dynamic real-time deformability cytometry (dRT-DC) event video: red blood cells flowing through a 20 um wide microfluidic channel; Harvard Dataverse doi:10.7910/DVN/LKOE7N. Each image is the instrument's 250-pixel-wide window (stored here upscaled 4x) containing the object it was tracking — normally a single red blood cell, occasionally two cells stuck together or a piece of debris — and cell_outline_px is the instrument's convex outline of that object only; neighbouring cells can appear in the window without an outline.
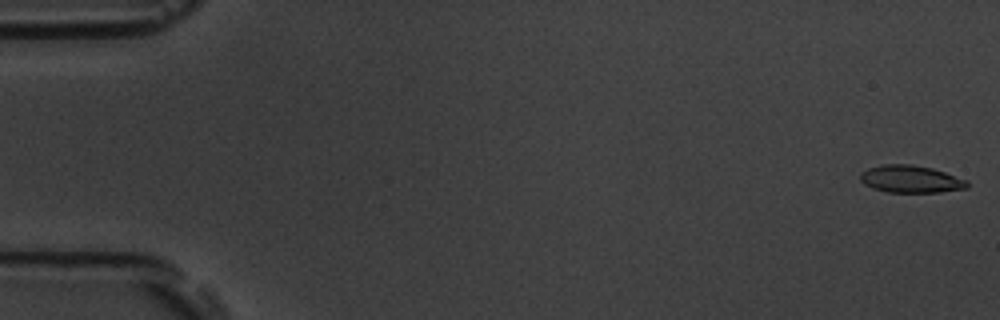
{"species": "common noctule bat (a hibernating species)", "species_latin": "Nyctalus noctula", "temperature_condition": "room temperature", "stored_images_in_passage": 56, "camera_frame_rate_fps": 3000, "um_per_image_px": 0.085, "animal": {"sex": "male", "body_mass_g": 19.5, "forearm_length_mm": 54.6}, "frame": {"image": 1, "passage_image": 1, "time_ms": 0.0, "image_size_px": [1000, 320], "cell_outline_px": [[968, 188], [940, 192], [888, 192], [872, 188], [864, 184], [860, 180], [860, 172], [868, 168], [884, 164], [912, 164], [932, 168], [968, 180]], "centroid_in_image_um": [77.4, 15.22], "position_along_channel_um": 7.6, "area_um2": 17.11}}
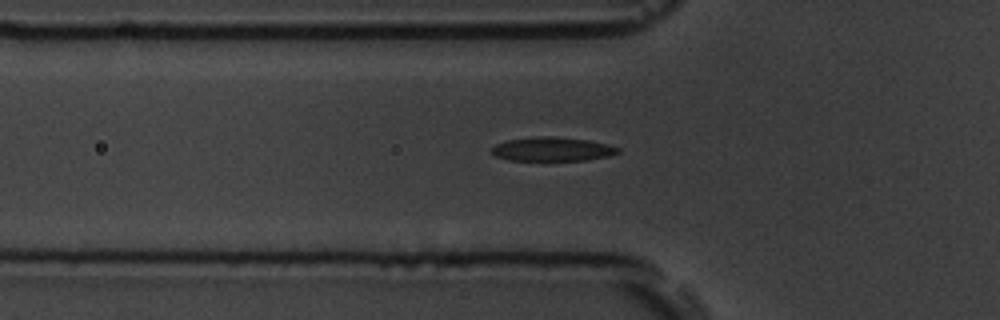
{"frame": {"image": 2, "passage_image": 19, "time_ms": 6.0, "image_size_px": [1000, 320], "cell_outline_px": [[620, 152], [612, 156], [588, 160], [508, 160], [496, 156], [492, 152], [492, 148], [496, 144], [508, 140], [540, 136], [552, 136], [588, 140], [608, 144], [620, 148]], "centroid_in_image_um": [47.01, 12.68], "position_along_channel_um": 78.8, "area_um2": 17.63}}
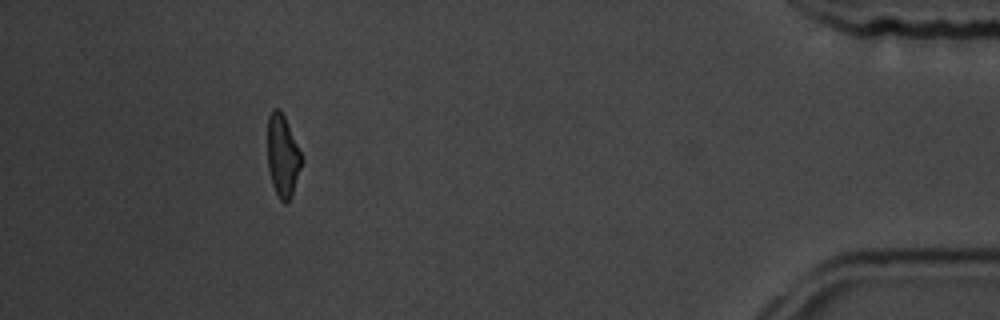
{"frame": {"image": 3, "passage_image": 51, "time_ms": 16.667, "image_size_px": [1000, 320], "cell_outline_px": [[300, 168], [292, 196], [288, 204], [284, 204], [280, 200], [272, 184], [268, 168], [268, 116], [272, 108], [280, 108], [284, 116], [300, 152]], "centroid_in_image_um": [24.0, 13.26], "position_along_channel_um": 411.2, "area_um2": 16.01}, "authors_computed_cell_mechanics": {"area_um2": 17.6001, "velocity_mm_per_s": 3.6673, "shape_relaxation_time_tau1_ms": 3.6467, "shape_relaxation_time_tau2_ms": 2.2875, "deformation_change_tau1": 0.1585, "deformation_change_tau2": 0.0855}}